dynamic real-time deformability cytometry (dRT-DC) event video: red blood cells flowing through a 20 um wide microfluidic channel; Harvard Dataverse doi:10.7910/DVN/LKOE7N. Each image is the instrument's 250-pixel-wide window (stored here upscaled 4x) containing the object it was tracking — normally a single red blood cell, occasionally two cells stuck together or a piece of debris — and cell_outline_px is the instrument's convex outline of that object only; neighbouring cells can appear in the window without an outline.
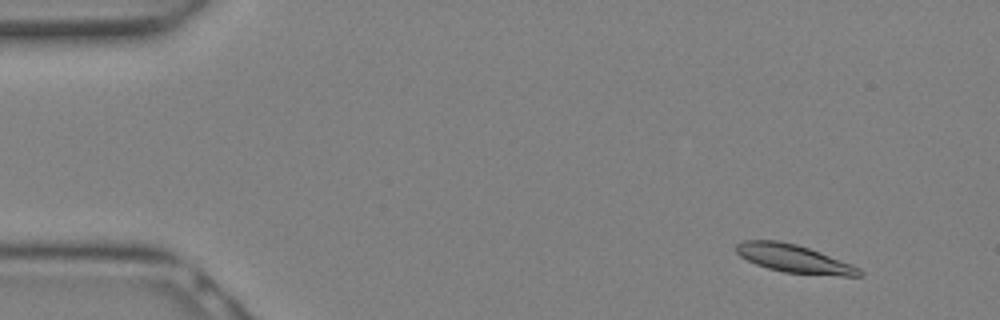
{"species": "Egyptian fruit bat (a non-hibernating species)", "species_latin": "Rousettus aegyptiacus", "temperature_condition": "warm", "stored_images_in_passage": 16, "camera_frame_rate_fps": 3000, "um_per_image_px": 0.085, "animal": {"sex": "female"}, "frame": {"image": 1, "passage_image": 3, "time_ms": 0.667, "image_size_px": [1000, 320], "cell_outline_px": [[864, 276], [840, 276], [784, 272], [768, 268], [756, 264], [740, 256], [736, 252], [736, 244], [744, 240], [780, 240], [796, 244], [820, 252], [852, 264], [860, 268], [864, 272]], "centroid_in_image_um": [67.52, 21.99], "position_along_channel_um": 17.5, "area_um2": 20.17}}
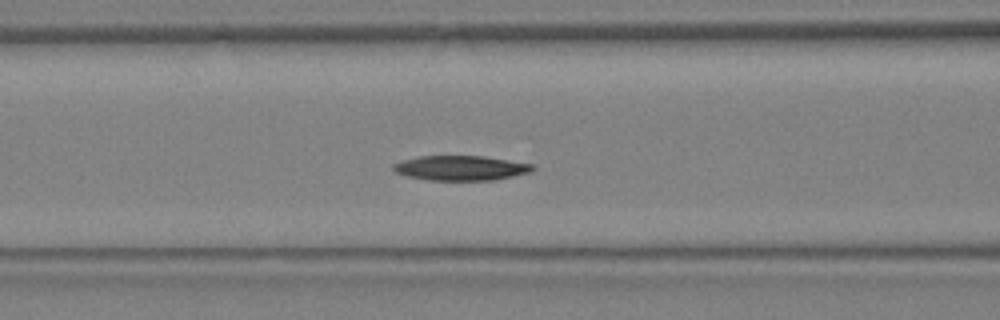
{"frame": {"image": 2, "passage_image": 12, "time_ms": 3.667, "image_size_px": [1000, 320], "cell_outline_px": [[536, 168], [532, 172], [496, 180], [428, 180], [408, 176], [396, 172], [392, 168], [392, 164], [404, 160], [420, 156], [484, 156], [532, 164]], "centroid_in_image_um": [39.2, 14.28], "position_along_channel_um": 127.4, "area_um2": 20.11}}
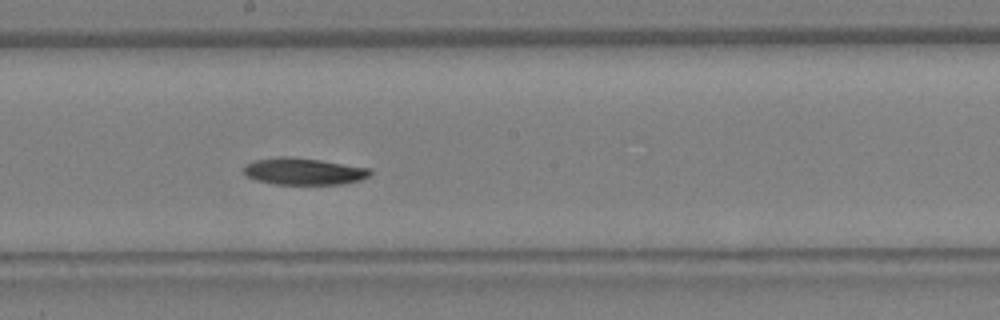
{"frame": {"image": 3, "passage_image": 16, "time_ms": 5.0, "image_size_px": [1000, 320], "cell_outline_px": [[372, 176], [360, 180], [344, 184], [276, 184], [256, 180], [248, 176], [244, 172], [244, 164], [256, 160], [276, 156], [292, 156], [320, 160], [372, 168]], "centroid_in_image_um": [25.86, 14.56], "position_along_channel_um": 222.3, "area_um2": 20.0}}